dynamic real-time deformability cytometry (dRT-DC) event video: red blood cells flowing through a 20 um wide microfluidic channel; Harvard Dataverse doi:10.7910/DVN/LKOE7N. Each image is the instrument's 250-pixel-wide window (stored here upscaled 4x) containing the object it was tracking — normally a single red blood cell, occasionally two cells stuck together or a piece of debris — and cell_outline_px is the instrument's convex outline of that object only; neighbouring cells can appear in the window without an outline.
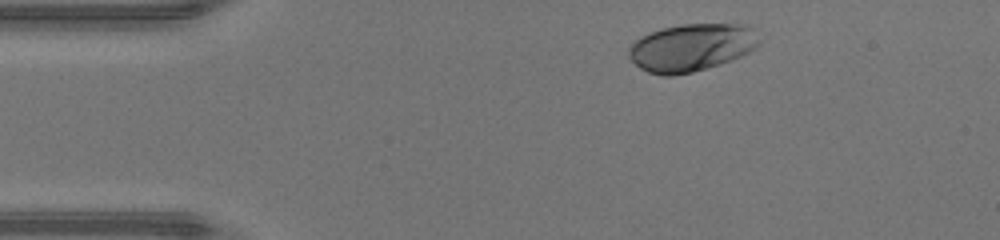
{"species": "human", "species_latin": "Homo sapiens", "temperature_condition": "warm", "stored_images_in_passage": 36, "camera_frame_rate_fps": 3000, "um_per_image_px": 0.085, "donor": {"sex": "male"}, "frame": {"image": 1, "passage_image": 3, "time_ms": 0.667, "image_size_px": [1000, 240], "cell_outline_px": [[760, 44], [756, 48], [740, 56], [720, 64], [692, 72], [672, 76], [664, 76], [648, 72], [640, 68], [628, 60], [628, 48], [640, 36], [648, 32], [660, 28], [680, 24], [748, 24], [752, 28], [760, 40]], "centroid_in_image_um": [58.74, 4.03], "position_along_channel_um": 26.3, "area_um2": 36.53}}
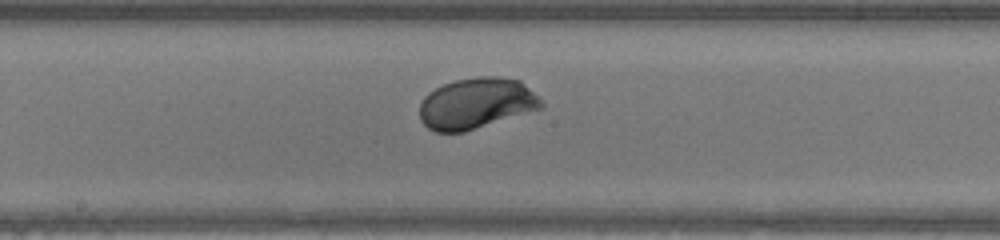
{"frame": {"image": 2, "passage_image": 20, "time_ms": 6.333, "image_size_px": [1000, 240], "cell_outline_px": [[544, 108], [464, 132], [436, 132], [428, 128], [420, 120], [420, 104], [424, 96], [428, 92], [444, 84], [456, 80], [476, 76], [496, 76], [520, 80], [544, 104]], "centroid_in_image_um": [40.47, 8.79], "position_along_channel_um": 207.7, "area_um2": 36.13}}
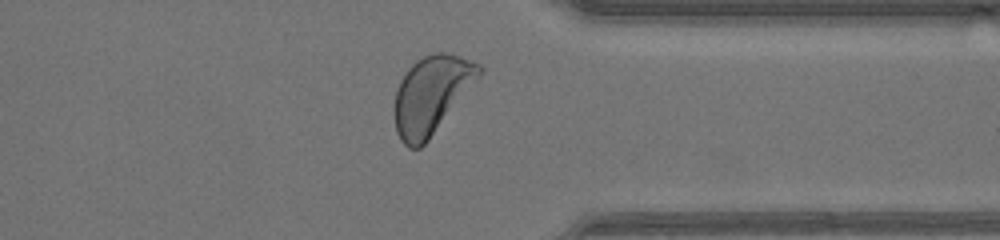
{"frame": {"image": 3, "passage_image": 32, "time_ms": 10.333, "image_size_px": [1000, 240], "cell_outline_px": [[484, 72], [428, 140], [420, 148], [408, 148], [400, 140], [396, 132], [396, 92], [400, 80], [408, 68], [416, 60], [424, 56], [436, 52], [444, 52], [460, 56], [480, 64], [484, 68]], "centroid_in_image_um": [36.7, 8.03], "position_along_channel_um": 374.7, "area_um2": 37.97}, "authors_computed_cell_mechanics": {"area_um2": 34.9401, "velocity_mm_per_s": 4.3247, "shape_relaxation_time_tau1_ms": 1.9183, "shape_relaxation_time_tau2_ms": null, "deformation_change_tau1": 0.1414, "deformation_change_tau2": null}}